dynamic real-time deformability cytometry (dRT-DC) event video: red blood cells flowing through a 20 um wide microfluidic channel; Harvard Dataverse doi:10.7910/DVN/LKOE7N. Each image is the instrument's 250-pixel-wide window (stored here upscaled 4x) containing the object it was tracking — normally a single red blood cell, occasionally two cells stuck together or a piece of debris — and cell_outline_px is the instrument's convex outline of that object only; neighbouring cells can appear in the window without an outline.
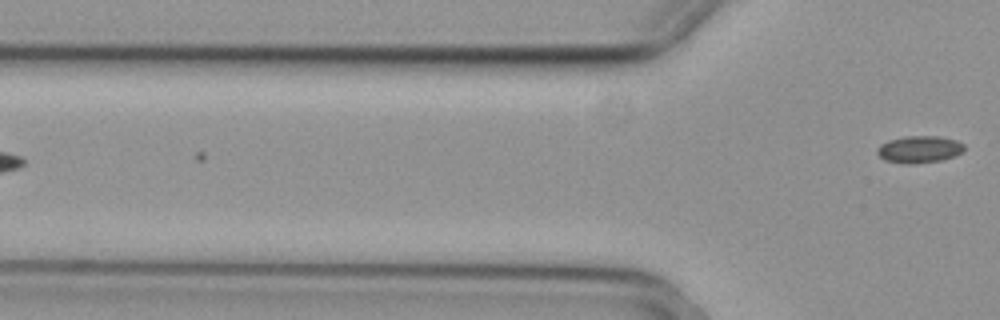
{"species": "common noctule bat (a hibernating species)", "species_latin": "Nyctalus noctula", "temperature_condition": "cold", "stored_images_in_passage": 5, "camera_frame_rate_fps": 3000, "um_per_image_px": 0.085, "animal": {"sex": "female", "body_mass_g": 29.2, "forearm_length_mm": 56.3}, "frame": {"image": 1, "passage_image": 5, "time_ms": 1.333, "image_size_px": [1000, 320], "cell_outline_px": [[964, 152], [940, 160], [912, 164], [904, 164], [884, 160], [876, 152], [876, 148], [880, 144], [888, 140], [904, 136], [940, 136], [956, 140], [964, 144]], "centroid_in_image_um": [78.11, 12.68], "position_along_channel_um": 47.7, "area_um2": 13.81}}